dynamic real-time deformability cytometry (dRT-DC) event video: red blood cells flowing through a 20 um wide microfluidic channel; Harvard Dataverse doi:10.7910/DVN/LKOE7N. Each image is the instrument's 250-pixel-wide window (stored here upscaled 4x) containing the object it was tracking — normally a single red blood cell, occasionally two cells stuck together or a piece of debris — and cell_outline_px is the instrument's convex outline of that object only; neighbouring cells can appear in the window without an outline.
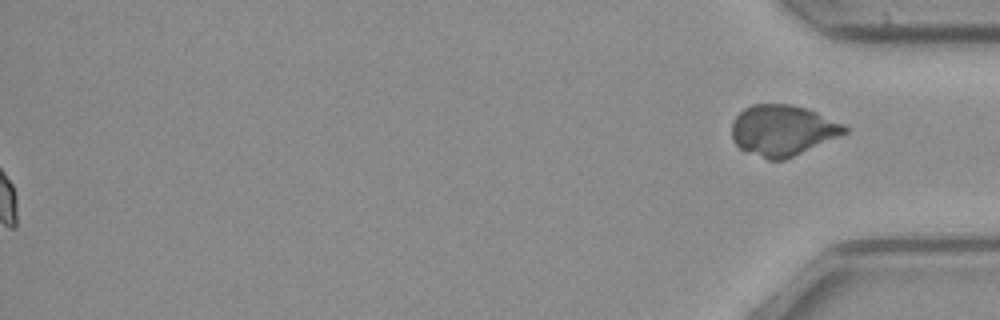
{"species": "common noctule bat (a hibernating species)", "species_latin": "Nyctalus noctula", "temperature_condition": "cold", "stored_images_in_passage": 47, "segment_of_instrument_passage": [2, 2], "camera_frame_rate_fps": 3000, "um_per_image_px": 0.085, "animal": {"sex": "female", "body_mass_g": 21.9}, "frame": {"image": 1, "passage_image": 47, "time_ms": 15.333, "image_size_px": [1000, 320], "cell_outline_px": [[848, 132], [784, 160], [768, 160], [748, 152], [740, 148], [732, 140], [732, 124], [736, 116], [744, 108], [752, 104], [788, 104], [804, 108], [816, 112], [844, 124], [848, 128]], "centroid_in_image_um": [66.5, 11.08], "position_along_channel_um": 368.7, "area_um2": 33.12}}